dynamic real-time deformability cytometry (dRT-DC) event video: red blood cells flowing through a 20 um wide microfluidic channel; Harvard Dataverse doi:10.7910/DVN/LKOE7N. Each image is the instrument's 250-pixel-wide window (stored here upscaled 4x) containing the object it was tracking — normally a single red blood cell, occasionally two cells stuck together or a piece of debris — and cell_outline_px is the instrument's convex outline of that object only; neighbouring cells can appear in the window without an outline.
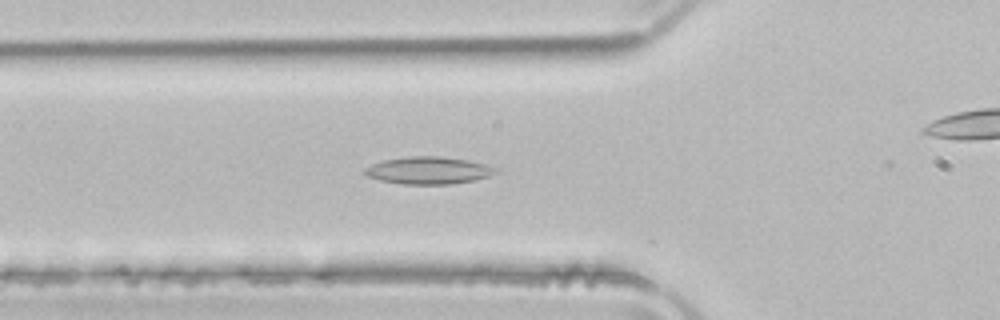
{"species": "common noctule bat (a hibernating species)", "species_latin": "Nyctalus noctula", "temperature_condition": "room temperature", "stored_images_in_passage": 30, "camera_frame_rate_fps": 3000, "um_per_image_px": 0.085, "animal": {"sex": "male", "body_mass_g": 21.5, "forearm_length_mm": 52.0}, "frame": {"image": 1, "passage_image": 18, "time_ms": 5.667, "image_size_px": [1000, 320], "cell_outline_px": [[500, 172], [488, 176], [472, 180], [452, 184], [404, 184], [380, 180], [364, 176], [364, 168], [380, 160], [408, 156], [440, 156], [468, 160], [488, 164], [496, 168]], "centroid_in_image_um": [36.4, 14.47], "position_along_channel_um": 89.4, "area_um2": 21.04}}
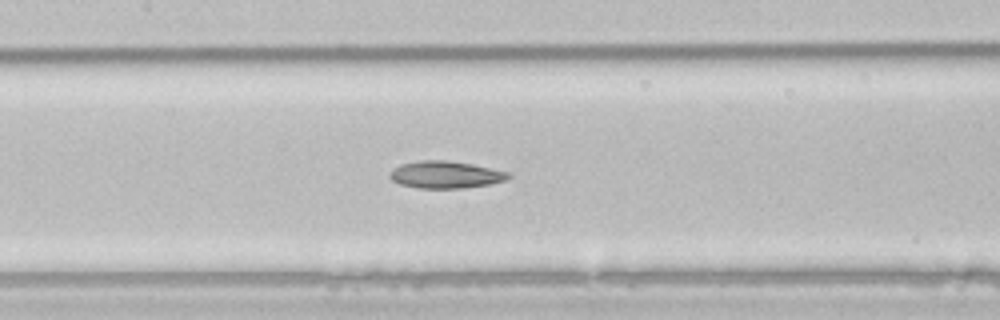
{"frame": {"image": 2, "passage_image": 24, "time_ms": 7.667, "image_size_px": [1000, 320], "cell_outline_px": [[512, 176], [504, 180], [488, 184], [464, 188], [416, 188], [400, 184], [392, 180], [388, 176], [388, 172], [400, 164], [420, 160], [448, 160], [472, 164], [512, 172]], "centroid_in_image_um": [37.86, 14.84], "position_along_channel_um": 169.5, "area_um2": 18.96}}
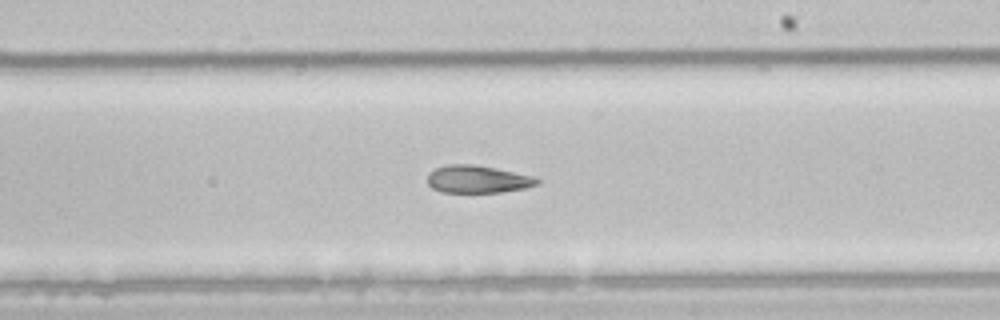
{"frame": {"image": 3, "passage_image": 30, "time_ms": 9.667, "image_size_px": [1000, 320], "cell_outline_px": [[540, 184], [524, 188], [500, 192], [440, 192], [432, 188], [428, 184], [428, 172], [444, 164], [476, 164], [536, 176], [540, 180]], "centroid_in_image_um": [40.61, 15.22], "position_along_channel_um": 248.4, "area_um2": 17.86}}